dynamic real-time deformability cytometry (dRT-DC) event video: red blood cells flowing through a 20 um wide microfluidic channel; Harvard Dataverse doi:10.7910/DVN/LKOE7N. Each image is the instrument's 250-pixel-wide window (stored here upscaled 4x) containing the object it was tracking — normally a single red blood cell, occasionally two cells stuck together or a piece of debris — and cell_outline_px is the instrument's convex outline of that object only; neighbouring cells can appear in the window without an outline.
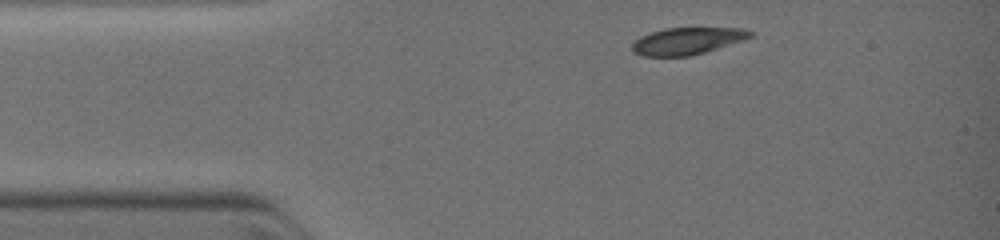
{"species": "common noctule bat (a hibernating species)", "species_latin": "Nyctalus noctula", "temperature_condition": "warm", "stored_images_in_passage": 31, "camera_frame_rate_fps": 3000, "um_per_image_px": 0.085, "animal": {"sex": "female", "body_mass_g": 19.0, "forearm_length_mm": 51.5}, "frame": {"image": 1, "passage_image": 1, "time_ms": 0.0, "image_size_px": [1000, 240], "cell_outline_px": [[752, 36], [744, 40], [692, 56], [640, 56], [632, 52], [632, 44], [640, 36], [664, 28], [744, 28], [752, 32]], "centroid_in_image_um": [58.4, 3.49], "position_along_channel_um": 26.6, "area_um2": 18.61}}
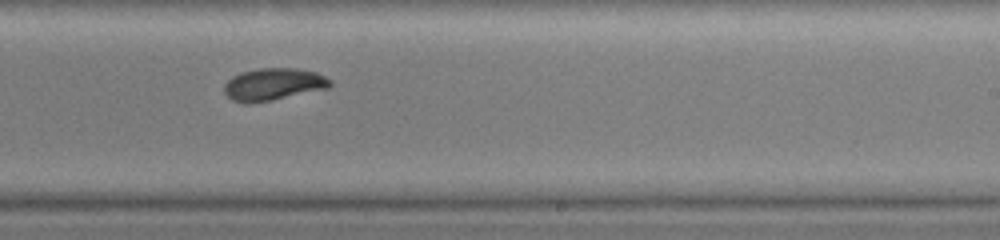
{"frame": {"image": 2, "passage_image": 19, "time_ms": 5.667, "image_size_px": [1000, 240], "cell_outline_px": [[332, 84], [328, 88], [272, 100], [252, 104], [244, 104], [232, 100], [224, 92], [224, 84], [232, 76], [240, 72], [256, 68], [296, 68], [316, 72], [332, 80]], "centroid_in_image_um": [23.21, 7.17], "position_along_channel_um": 265.8, "area_um2": 20.11}}
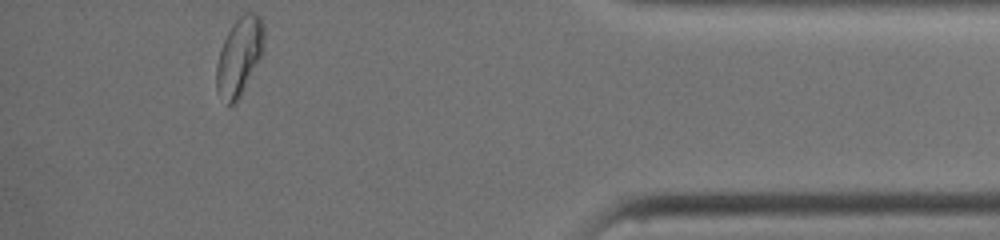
{"frame": {"image": 3, "passage_image": 31, "time_ms": 9.333, "image_size_px": [1000, 240], "cell_outline_px": [[264, 52], [240, 96], [232, 104], [228, 104], [216, 92], [216, 64], [220, 48], [232, 24], [244, 12], [256, 12], [260, 16], [264, 24]], "centroid_in_image_um": [20.36, 4.75], "position_along_channel_um": 414.8, "area_um2": 21.79}}